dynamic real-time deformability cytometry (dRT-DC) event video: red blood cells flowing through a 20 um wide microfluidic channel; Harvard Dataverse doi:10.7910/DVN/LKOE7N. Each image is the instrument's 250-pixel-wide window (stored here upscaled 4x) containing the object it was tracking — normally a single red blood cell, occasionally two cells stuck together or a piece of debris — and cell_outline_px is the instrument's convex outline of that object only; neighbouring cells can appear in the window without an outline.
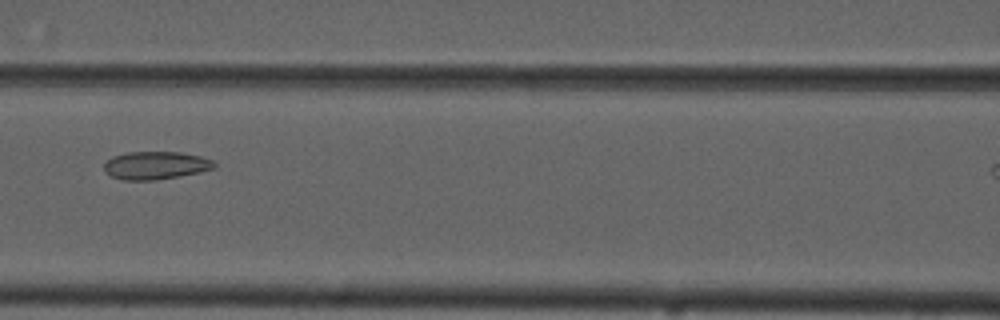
{"species": "common noctule bat (a hibernating species)", "species_latin": "Nyctalus noctula", "temperature_condition": "cold", "stored_images_in_passage": 8, "camera_frame_rate_fps": 3000, "um_per_image_px": 0.085, "animal": {"sex": "male", "forearm_length_mm": 52.5}, "frame": {"image": 1, "passage_image": 3, "time_ms": 2.333, "image_size_px": [1000, 320], "cell_outline_px": [[216, 168], [200, 172], [180, 176], [156, 180], [124, 180], [112, 176], [104, 172], [104, 164], [112, 156], [128, 152], [180, 152], [200, 156], [212, 160], [216, 164]], "centroid_in_image_um": [13.24, 14.06], "position_along_channel_um": 153.4, "area_um2": 17.98}}
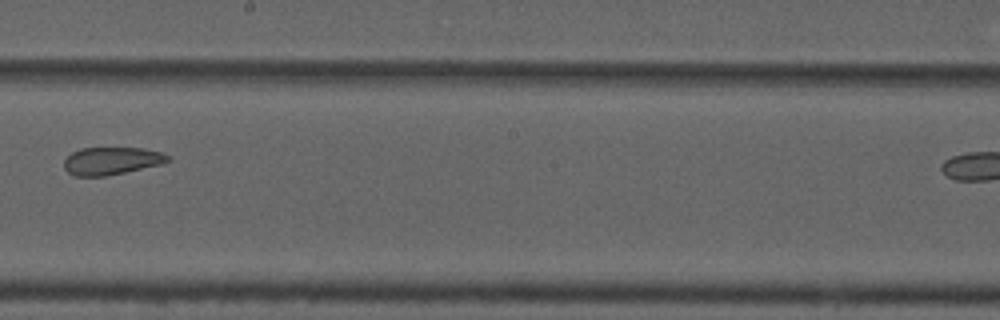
{"frame": {"image": 2, "passage_image": 5, "time_ms": 4.667, "image_size_px": [1000, 320], "cell_outline_px": [[172, 160], [160, 164], [124, 172], [104, 176], [72, 176], [64, 168], [64, 160], [72, 152], [80, 148], [144, 148], [160, 152], [168, 156]], "centroid_in_image_um": [9.45, 13.67], "position_along_channel_um": 238.8, "area_um2": 16.59}}
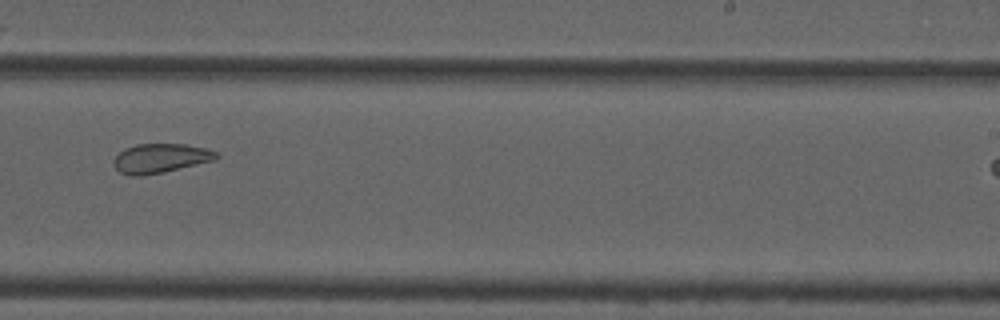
{"frame": {"image": 3, "passage_image": 6, "time_ms": 5.667, "image_size_px": [1000, 320], "cell_outline_px": [[220, 156], [216, 160], [144, 176], [128, 176], [120, 172], [112, 164], [112, 160], [124, 148], [136, 144], [184, 144], [204, 148], [216, 152]], "centroid_in_image_um": [13.6, 13.46], "position_along_channel_um": 275.4, "area_um2": 17.57}}